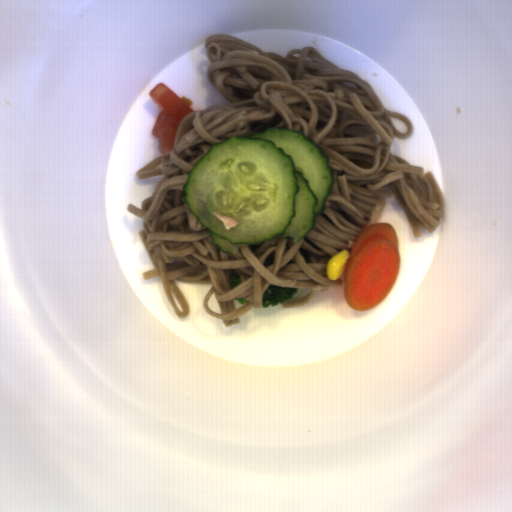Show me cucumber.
Segmentation results:
<instances>
[{"instance_id": "1", "label": "cucumber", "mask_w": 512, "mask_h": 512, "mask_svg": "<svg viewBox=\"0 0 512 512\" xmlns=\"http://www.w3.org/2000/svg\"><path fill=\"white\" fill-rule=\"evenodd\" d=\"M322 147L280 126L211 144L184 185L183 201L209 230L213 245L236 255L239 245L299 242L323 213L335 170Z\"/></svg>"}]
</instances>
